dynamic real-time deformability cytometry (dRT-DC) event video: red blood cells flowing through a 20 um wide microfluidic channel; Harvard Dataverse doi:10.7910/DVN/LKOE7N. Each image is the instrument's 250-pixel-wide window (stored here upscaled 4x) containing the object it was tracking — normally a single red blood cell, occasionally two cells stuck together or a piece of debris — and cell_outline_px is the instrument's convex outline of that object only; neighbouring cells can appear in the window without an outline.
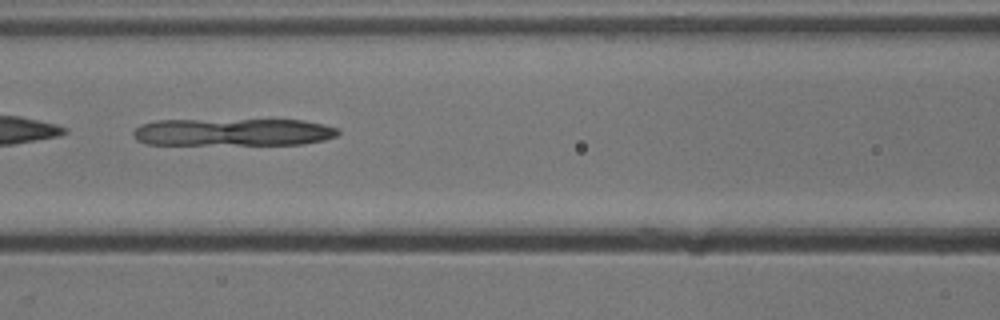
{"species": "common noctule bat (a hibernating species)", "species_latin": "Nyctalus noctula", "temperature_condition": "cold", "stored_images_in_passage": 32, "camera_frame_rate_fps": 3000, "um_per_image_px": 0.085, "animal": {"sex": "male", "body_mass_g": 13.3}, "frame": {"image": 1, "passage_image": 7, "time_ms": 2.0, "image_size_px": [1000, 320], "cell_outline_px": [[340, 132], [336, 136], [324, 140], [304, 144], [148, 144], [136, 140], [132, 136], [132, 132], [140, 124], [156, 120], [304, 120], [324, 124], [340, 128]], "centroid_in_image_um": [19.82, 11.23], "position_along_channel_um": 146.8, "area_um2": 32.95}}
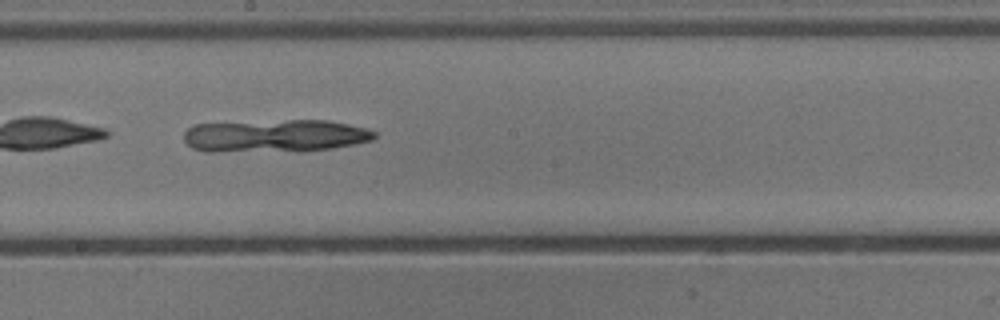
{"frame": {"image": 2, "passage_image": 13, "time_ms": 4.0, "image_size_px": [1000, 320], "cell_outline_px": [[376, 136], [372, 140], [332, 148], [216, 152], [208, 152], [192, 148], [184, 140], [184, 132], [188, 128], [196, 124], [288, 120], [328, 120], [368, 128], [376, 132]], "centroid_in_image_um": [23.36, 11.52], "position_along_channel_um": 224.8, "area_um2": 35.6}}
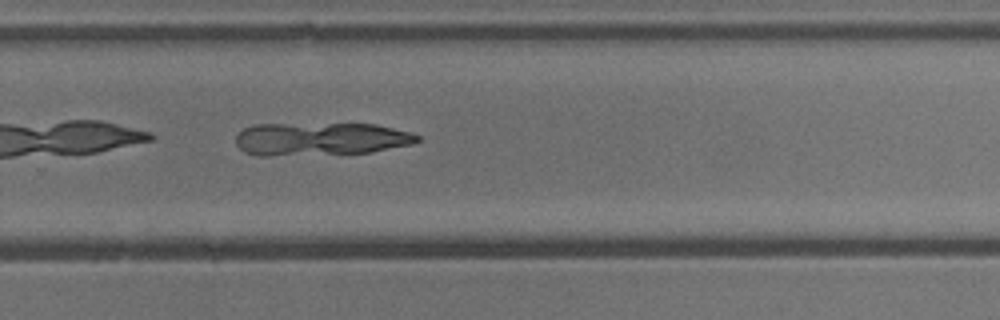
{"frame": {"image": 3, "passage_image": 19, "time_ms": 6.0, "image_size_px": [1000, 320], "cell_outline_px": [[420, 140], [412, 144], [368, 152], [268, 156], [256, 156], [244, 152], [236, 144], [236, 136], [244, 128], [252, 124], [376, 124], [412, 132], [420, 136]], "centroid_in_image_um": [27.23, 11.81], "position_along_channel_um": 302.6, "area_um2": 34.91}}